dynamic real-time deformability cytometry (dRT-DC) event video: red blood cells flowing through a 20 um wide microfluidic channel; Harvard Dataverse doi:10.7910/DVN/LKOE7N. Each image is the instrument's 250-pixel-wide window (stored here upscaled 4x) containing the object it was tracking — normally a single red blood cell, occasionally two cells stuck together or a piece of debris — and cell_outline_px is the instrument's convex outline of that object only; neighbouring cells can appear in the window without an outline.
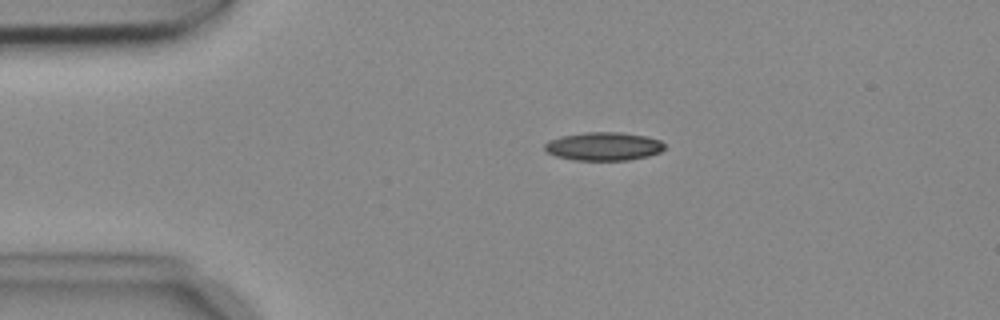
{"species": "common noctule bat (a hibernating species)", "species_latin": "Nyctalus noctula", "temperature_condition": "cold", "stored_images_in_passage": 4, "camera_frame_rate_fps": 3000, "um_per_image_px": 0.085, "animal": {"sex": "female", "body_mass_g": 18.4}, "frame": {"image": 1, "passage_image": 3, "time_ms": 0.667, "image_size_px": [1000, 320], "cell_outline_px": [[664, 148], [660, 152], [648, 156], [628, 160], [576, 160], [556, 156], [548, 152], [544, 148], [544, 144], [548, 140], [560, 136], [584, 132], [620, 132], [644, 136], [660, 140], [664, 144]], "centroid_in_image_um": [51.28, 12.43], "position_along_channel_um": 33.7, "area_um2": 19.77}}